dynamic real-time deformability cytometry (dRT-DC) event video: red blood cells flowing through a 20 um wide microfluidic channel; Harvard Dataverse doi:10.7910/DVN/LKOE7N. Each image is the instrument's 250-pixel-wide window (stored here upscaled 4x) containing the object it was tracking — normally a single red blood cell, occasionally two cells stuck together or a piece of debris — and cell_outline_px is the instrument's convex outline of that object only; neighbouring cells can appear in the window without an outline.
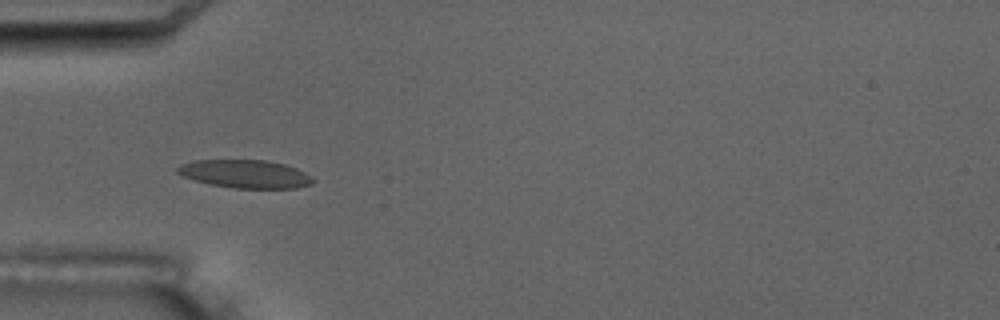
{"species": "common noctule bat (a hibernating species)", "species_latin": "Nyctalus noctula", "temperature_condition": "room temperature", "stored_images_in_passage": 8, "camera_frame_rate_fps": 3000, "um_per_image_px": 0.085, "animal": {"sex": "male", "body_mass_g": 17.5, "forearm_length_mm": 52.3}, "frame": {"image": 1, "passage_image": 5, "time_ms": 5.333, "image_size_px": [1000, 320], "cell_outline_px": [[316, 180], [312, 184], [296, 188], [236, 188], [212, 184], [192, 180], [176, 172], [176, 168], [180, 164], [192, 160], [264, 160], [284, 164], [296, 168], [312, 176]], "centroid_in_image_um": [20.84, 14.78], "position_along_channel_um": 64.2, "area_um2": 22.25}}
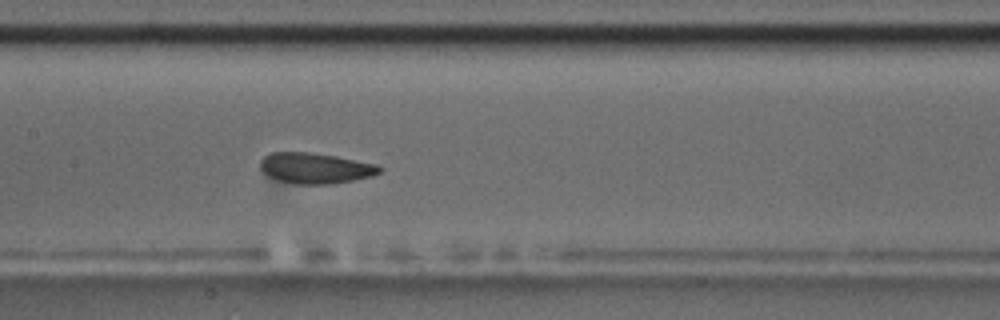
{"frame": {"image": 2, "passage_image": 8, "time_ms": 8.667, "image_size_px": [1000, 320], "cell_outline_px": [[384, 168], [380, 172], [372, 176], [332, 184], [296, 184], [276, 180], [268, 176], [260, 168], [260, 160], [264, 156], [272, 152], [308, 152], [336, 156], [376, 164]], "centroid_in_image_um": [26.79, 14.29], "position_along_channel_um": 180.6, "area_um2": 21.39}}